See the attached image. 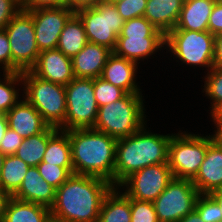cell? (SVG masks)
Listing matches in <instances>:
<instances>
[{
  "instance_id": "obj_1",
  "label": "cell",
  "mask_w": 222,
  "mask_h": 222,
  "mask_svg": "<svg viewBox=\"0 0 222 222\" xmlns=\"http://www.w3.org/2000/svg\"><path fill=\"white\" fill-rule=\"evenodd\" d=\"M113 187L102 178L72 174L56 189L52 222H98L103 200Z\"/></svg>"
},
{
  "instance_id": "obj_2",
  "label": "cell",
  "mask_w": 222,
  "mask_h": 222,
  "mask_svg": "<svg viewBox=\"0 0 222 222\" xmlns=\"http://www.w3.org/2000/svg\"><path fill=\"white\" fill-rule=\"evenodd\" d=\"M66 132L74 174L102 178L114 186L117 139L92 128Z\"/></svg>"
},
{
  "instance_id": "obj_3",
  "label": "cell",
  "mask_w": 222,
  "mask_h": 222,
  "mask_svg": "<svg viewBox=\"0 0 222 222\" xmlns=\"http://www.w3.org/2000/svg\"><path fill=\"white\" fill-rule=\"evenodd\" d=\"M145 127L128 137L117 139L114 187H119L127 177L144 167L168 163L172 135L149 133Z\"/></svg>"
},
{
  "instance_id": "obj_4",
  "label": "cell",
  "mask_w": 222,
  "mask_h": 222,
  "mask_svg": "<svg viewBox=\"0 0 222 222\" xmlns=\"http://www.w3.org/2000/svg\"><path fill=\"white\" fill-rule=\"evenodd\" d=\"M141 93H126L121 99L98 108L92 129L116 139L128 137L145 124V108Z\"/></svg>"
},
{
  "instance_id": "obj_5",
  "label": "cell",
  "mask_w": 222,
  "mask_h": 222,
  "mask_svg": "<svg viewBox=\"0 0 222 222\" xmlns=\"http://www.w3.org/2000/svg\"><path fill=\"white\" fill-rule=\"evenodd\" d=\"M24 98L41 114L52 127L59 128L66 117L65 85L46 81L30 70L22 72Z\"/></svg>"
},
{
  "instance_id": "obj_6",
  "label": "cell",
  "mask_w": 222,
  "mask_h": 222,
  "mask_svg": "<svg viewBox=\"0 0 222 222\" xmlns=\"http://www.w3.org/2000/svg\"><path fill=\"white\" fill-rule=\"evenodd\" d=\"M164 46L165 35L143 16L124 22L113 53L140 63L138 60L150 57Z\"/></svg>"
},
{
  "instance_id": "obj_7",
  "label": "cell",
  "mask_w": 222,
  "mask_h": 222,
  "mask_svg": "<svg viewBox=\"0 0 222 222\" xmlns=\"http://www.w3.org/2000/svg\"><path fill=\"white\" fill-rule=\"evenodd\" d=\"M65 93L66 117L58 129L93 128L99 108L94 96V79L75 77L65 85Z\"/></svg>"
},
{
  "instance_id": "obj_8",
  "label": "cell",
  "mask_w": 222,
  "mask_h": 222,
  "mask_svg": "<svg viewBox=\"0 0 222 222\" xmlns=\"http://www.w3.org/2000/svg\"><path fill=\"white\" fill-rule=\"evenodd\" d=\"M165 45L186 65L214 67L215 35L209 31L171 30L165 35Z\"/></svg>"
},
{
  "instance_id": "obj_9",
  "label": "cell",
  "mask_w": 222,
  "mask_h": 222,
  "mask_svg": "<svg viewBox=\"0 0 222 222\" xmlns=\"http://www.w3.org/2000/svg\"><path fill=\"white\" fill-rule=\"evenodd\" d=\"M208 148V135L172 134L168 148V166L174 178L193 180Z\"/></svg>"
},
{
  "instance_id": "obj_10",
  "label": "cell",
  "mask_w": 222,
  "mask_h": 222,
  "mask_svg": "<svg viewBox=\"0 0 222 222\" xmlns=\"http://www.w3.org/2000/svg\"><path fill=\"white\" fill-rule=\"evenodd\" d=\"M75 13L84 25L88 42L103 45L112 51L115 49L125 21L114 4L102 1Z\"/></svg>"
},
{
  "instance_id": "obj_11",
  "label": "cell",
  "mask_w": 222,
  "mask_h": 222,
  "mask_svg": "<svg viewBox=\"0 0 222 222\" xmlns=\"http://www.w3.org/2000/svg\"><path fill=\"white\" fill-rule=\"evenodd\" d=\"M12 53V72L30 70L37 62L40 50L32 15L20 10L5 27Z\"/></svg>"
},
{
  "instance_id": "obj_12",
  "label": "cell",
  "mask_w": 222,
  "mask_h": 222,
  "mask_svg": "<svg viewBox=\"0 0 222 222\" xmlns=\"http://www.w3.org/2000/svg\"><path fill=\"white\" fill-rule=\"evenodd\" d=\"M199 192L192 180L173 178L153 201L159 222H179L195 209Z\"/></svg>"
},
{
  "instance_id": "obj_13",
  "label": "cell",
  "mask_w": 222,
  "mask_h": 222,
  "mask_svg": "<svg viewBox=\"0 0 222 222\" xmlns=\"http://www.w3.org/2000/svg\"><path fill=\"white\" fill-rule=\"evenodd\" d=\"M168 163L149 165L127 177L119 187L133 199L153 202L173 179Z\"/></svg>"
},
{
  "instance_id": "obj_14",
  "label": "cell",
  "mask_w": 222,
  "mask_h": 222,
  "mask_svg": "<svg viewBox=\"0 0 222 222\" xmlns=\"http://www.w3.org/2000/svg\"><path fill=\"white\" fill-rule=\"evenodd\" d=\"M28 12L32 15L36 44L40 52L57 49L60 34L75 12L67 6L41 8Z\"/></svg>"
},
{
  "instance_id": "obj_15",
  "label": "cell",
  "mask_w": 222,
  "mask_h": 222,
  "mask_svg": "<svg viewBox=\"0 0 222 222\" xmlns=\"http://www.w3.org/2000/svg\"><path fill=\"white\" fill-rule=\"evenodd\" d=\"M192 183L199 194H209L222 188V142L215 134L208 136L204 160Z\"/></svg>"
},
{
  "instance_id": "obj_16",
  "label": "cell",
  "mask_w": 222,
  "mask_h": 222,
  "mask_svg": "<svg viewBox=\"0 0 222 222\" xmlns=\"http://www.w3.org/2000/svg\"><path fill=\"white\" fill-rule=\"evenodd\" d=\"M30 71L41 79L61 85H67L75 78L72 59L58 49L40 52Z\"/></svg>"
},
{
  "instance_id": "obj_17",
  "label": "cell",
  "mask_w": 222,
  "mask_h": 222,
  "mask_svg": "<svg viewBox=\"0 0 222 222\" xmlns=\"http://www.w3.org/2000/svg\"><path fill=\"white\" fill-rule=\"evenodd\" d=\"M6 116L8 127L24 139L42 133L49 126L26 99L18 101Z\"/></svg>"
},
{
  "instance_id": "obj_18",
  "label": "cell",
  "mask_w": 222,
  "mask_h": 222,
  "mask_svg": "<svg viewBox=\"0 0 222 222\" xmlns=\"http://www.w3.org/2000/svg\"><path fill=\"white\" fill-rule=\"evenodd\" d=\"M13 198L43 205L49 209L56 197V188L47 183L40 175L36 166H30L23 182Z\"/></svg>"
},
{
  "instance_id": "obj_19",
  "label": "cell",
  "mask_w": 222,
  "mask_h": 222,
  "mask_svg": "<svg viewBox=\"0 0 222 222\" xmlns=\"http://www.w3.org/2000/svg\"><path fill=\"white\" fill-rule=\"evenodd\" d=\"M113 53L108 47L88 42L72 58L74 76L95 79L102 74L108 57Z\"/></svg>"
},
{
  "instance_id": "obj_20",
  "label": "cell",
  "mask_w": 222,
  "mask_h": 222,
  "mask_svg": "<svg viewBox=\"0 0 222 222\" xmlns=\"http://www.w3.org/2000/svg\"><path fill=\"white\" fill-rule=\"evenodd\" d=\"M137 64L134 61L119 57L112 53L103 67L101 78L114 86L123 89L126 93H140L136 83Z\"/></svg>"
},
{
  "instance_id": "obj_21",
  "label": "cell",
  "mask_w": 222,
  "mask_h": 222,
  "mask_svg": "<svg viewBox=\"0 0 222 222\" xmlns=\"http://www.w3.org/2000/svg\"><path fill=\"white\" fill-rule=\"evenodd\" d=\"M184 0H147L144 17L164 35L178 22Z\"/></svg>"
},
{
  "instance_id": "obj_22",
  "label": "cell",
  "mask_w": 222,
  "mask_h": 222,
  "mask_svg": "<svg viewBox=\"0 0 222 222\" xmlns=\"http://www.w3.org/2000/svg\"><path fill=\"white\" fill-rule=\"evenodd\" d=\"M216 0H184L173 30L208 31V21Z\"/></svg>"
},
{
  "instance_id": "obj_23",
  "label": "cell",
  "mask_w": 222,
  "mask_h": 222,
  "mask_svg": "<svg viewBox=\"0 0 222 222\" xmlns=\"http://www.w3.org/2000/svg\"><path fill=\"white\" fill-rule=\"evenodd\" d=\"M3 222H52V219L48 207L11 197L6 206Z\"/></svg>"
},
{
  "instance_id": "obj_24",
  "label": "cell",
  "mask_w": 222,
  "mask_h": 222,
  "mask_svg": "<svg viewBox=\"0 0 222 222\" xmlns=\"http://www.w3.org/2000/svg\"><path fill=\"white\" fill-rule=\"evenodd\" d=\"M117 189L113 187L105 196L98 222H131V198Z\"/></svg>"
},
{
  "instance_id": "obj_25",
  "label": "cell",
  "mask_w": 222,
  "mask_h": 222,
  "mask_svg": "<svg viewBox=\"0 0 222 222\" xmlns=\"http://www.w3.org/2000/svg\"><path fill=\"white\" fill-rule=\"evenodd\" d=\"M87 43L84 25L80 17L74 13L60 34L57 49L72 59Z\"/></svg>"
},
{
  "instance_id": "obj_26",
  "label": "cell",
  "mask_w": 222,
  "mask_h": 222,
  "mask_svg": "<svg viewBox=\"0 0 222 222\" xmlns=\"http://www.w3.org/2000/svg\"><path fill=\"white\" fill-rule=\"evenodd\" d=\"M58 130V128L48 126L42 133L24 139L15 155L29 166L39 165L46 151L48 140Z\"/></svg>"
},
{
  "instance_id": "obj_27",
  "label": "cell",
  "mask_w": 222,
  "mask_h": 222,
  "mask_svg": "<svg viewBox=\"0 0 222 222\" xmlns=\"http://www.w3.org/2000/svg\"><path fill=\"white\" fill-rule=\"evenodd\" d=\"M42 162L67 168L74 174L71 161V145L66 131L58 130L49 140Z\"/></svg>"
},
{
  "instance_id": "obj_28",
  "label": "cell",
  "mask_w": 222,
  "mask_h": 222,
  "mask_svg": "<svg viewBox=\"0 0 222 222\" xmlns=\"http://www.w3.org/2000/svg\"><path fill=\"white\" fill-rule=\"evenodd\" d=\"M29 167L16 155L6 156L0 173V187L12 197L20 188Z\"/></svg>"
},
{
  "instance_id": "obj_29",
  "label": "cell",
  "mask_w": 222,
  "mask_h": 222,
  "mask_svg": "<svg viewBox=\"0 0 222 222\" xmlns=\"http://www.w3.org/2000/svg\"><path fill=\"white\" fill-rule=\"evenodd\" d=\"M0 79V114H6L19 100L15 84L22 81V72H4ZM2 80V81H1Z\"/></svg>"
},
{
  "instance_id": "obj_30",
  "label": "cell",
  "mask_w": 222,
  "mask_h": 222,
  "mask_svg": "<svg viewBox=\"0 0 222 222\" xmlns=\"http://www.w3.org/2000/svg\"><path fill=\"white\" fill-rule=\"evenodd\" d=\"M126 92L113 84L103 80L101 77L94 79V96L99 107L121 99Z\"/></svg>"
},
{
  "instance_id": "obj_31",
  "label": "cell",
  "mask_w": 222,
  "mask_h": 222,
  "mask_svg": "<svg viewBox=\"0 0 222 222\" xmlns=\"http://www.w3.org/2000/svg\"><path fill=\"white\" fill-rule=\"evenodd\" d=\"M203 91L205 95L211 98V110L220 102H222V68L213 67L207 71Z\"/></svg>"
},
{
  "instance_id": "obj_32",
  "label": "cell",
  "mask_w": 222,
  "mask_h": 222,
  "mask_svg": "<svg viewBox=\"0 0 222 222\" xmlns=\"http://www.w3.org/2000/svg\"><path fill=\"white\" fill-rule=\"evenodd\" d=\"M195 210L204 222H218L222 220V213L218 203L209 194H199L195 203Z\"/></svg>"
},
{
  "instance_id": "obj_33",
  "label": "cell",
  "mask_w": 222,
  "mask_h": 222,
  "mask_svg": "<svg viewBox=\"0 0 222 222\" xmlns=\"http://www.w3.org/2000/svg\"><path fill=\"white\" fill-rule=\"evenodd\" d=\"M36 167L41 177L56 189L72 175L67 168L49 164L48 162H41Z\"/></svg>"
},
{
  "instance_id": "obj_34",
  "label": "cell",
  "mask_w": 222,
  "mask_h": 222,
  "mask_svg": "<svg viewBox=\"0 0 222 222\" xmlns=\"http://www.w3.org/2000/svg\"><path fill=\"white\" fill-rule=\"evenodd\" d=\"M131 222H159L153 202L131 198Z\"/></svg>"
},
{
  "instance_id": "obj_35",
  "label": "cell",
  "mask_w": 222,
  "mask_h": 222,
  "mask_svg": "<svg viewBox=\"0 0 222 222\" xmlns=\"http://www.w3.org/2000/svg\"><path fill=\"white\" fill-rule=\"evenodd\" d=\"M114 5L121 17L126 21L144 16L147 0H121L114 3Z\"/></svg>"
},
{
  "instance_id": "obj_36",
  "label": "cell",
  "mask_w": 222,
  "mask_h": 222,
  "mask_svg": "<svg viewBox=\"0 0 222 222\" xmlns=\"http://www.w3.org/2000/svg\"><path fill=\"white\" fill-rule=\"evenodd\" d=\"M20 10L21 3L18 0H0V30H4Z\"/></svg>"
},
{
  "instance_id": "obj_37",
  "label": "cell",
  "mask_w": 222,
  "mask_h": 222,
  "mask_svg": "<svg viewBox=\"0 0 222 222\" xmlns=\"http://www.w3.org/2000/svg\"><path fill=\"white\" fill-rule=\"evenodd\" d=\"M23 140L24 138H22L16 131H13L8 127L0 142V151L5 156L15 155Z\"/></svg>"
},
{
  "instance_id": "obj_38",
  "label": "cell",
  "mask_w": 222,
  "mask_h": 222,
  "mask_svg": "<svg viewBox=\"0 0 222 222\" xmlns=\"http://www.w3.org/2000/svg\"><path fill=\"white\" fill-rule=\"evenodd\" d=\"M3 72H12V53L5 29L0 30V66Z\"/></svg>"
},
{
  "instance_id": "obj_39",
  "label": "cell",
  "mask_w": 222,
  "mask_h": 222,
  "mask_svg": "<svg viewBox=\"0 0 222 222\" xmlns=\"http://www.w3.org/2000/svg\"><path fill=\"white\" fill-rule=\"evenodd\" d=\"M66 0H23L21 10L32 11L41 8L65 7Z\"/></svg>"
},
{
  "instance_id": "obj_40",
  "label": "cell",
  "mask_w": 222,
  "mask_h": 222,
  "mask_svg": "<svg viewBox=\"0 0 222 222\" xmlns=\"http://www.w3.org/2000/svg\"><path fill=\"white\" fill-rule=\"evenodd\" d=\"M208 31L213 35L222 33V3L216 1L208 21Z\"/></svg>"
},
{
  "instance_id": "obj_41",
  "label": "cell",
  "mask_w": 222,
  "mask_h": 222,
  "mask_svg": "<svg viewBox=\"0 0 222 222\" xmlns=\"http://www.w3.org/2000/svg\"><path fill=\"white\" fill-rule=\"evenodd\" d=\"M102 1L103 0H66V6L76 12L83 8L94 7Z\"/></svg>"
},
{
  "instance_id": "obj_42",
  "label": "cell",
  "mask_w": 222,
  "mask_h": 222,
  "mask_svg": "<svg viewBox=\"0 0 222 222\" xmlns=\"http://www.w3.org/2000/svg\"><path fill=\"white\" fill-rule=\"evenodd\" d=\"M214 66L222 68V33L215 36Z\"/></svg>"
},
{
  "instance_id": "obj_43",
  "label": "cell",
  "mask_w": 222,
  "mask_h": 222,
  "mask_svg": "<svg viewBox=\"0 0 222 222\" xmlns=\"http://www.w3.org/2000/svg\"><path fill=\"white\" fill-rule=\"evenodd\" d=\"M213 122L218 130L222 126V102L218 103L212 110H210Z\"/></svg>"
},
{
  "instance_id": "obj_44",
  "label": "cell",
  "mask_w": 222,
  "mask_h": 222,
  "mask_svg": "<svg viewBox=\"0 0 222 222\" xmlns=\"http://www.w3.org/2000/svg\"><path fill=\"white\" fill-rule=\"evenodd\" d=\"M11 196L0 187V222L4 221L5 210Z\"/></svg>"
},
{
  "instance_id": "obj_45",
  "label": "cell",
  "mask_w": 222,
  "mask_h": 222,
  "mask_svg": "<svg viewBox=\"0 0 222 222\" xmlns=\"http://www.w3.org/2000/svg\"><path fill=\"white\" fill-rule=\"evenodd\" d=\"M179 222H204L199 213L194 209L191 213L187 214Z\"/></svg>"
},
{
  "instance_id": "obj_46",
  "label": "cell",
  "mask_w": 222,
  "mask_h": 222,
  "mask_svg": "<svg viewBox=\"0 0 222 222\" xmlns=\"http://www.w3.org/2000/svg\"><path fill=\"white\" fill-rule=\"evenodd\" d=\"M8 129V120L6 114H0V142Z\"/></svg>"
},
{
  "instance_id": "obj_47",
  "label": "cell",
  "mask_w": 222,
  "mask_h": 222,
  "mask_svg": "<svg viewBox=\"0 0 222 222\" xmlns=\"http://www.w3.org/2000/svg\"><path fill=\"white\" fill-rule=\"evenodd\" d=\"M209 195L218 203L222 213V188L209 193Z\"/></svg>"
},
{
  "instance_id": "obj_48",
  "label": "cell",
  "mask_w": 222,
  "mask_h": 222,
  "mask_svg": "<svg viewBox=\"0 0 222 222\" xmlns=\"http://www.w3.org/2000/svg\"><path fill=\"white\" fill-rule=\"evenodd\" d=\"M215 137L220 141L222 142V126L218 129V130H215Z\"/></svg>"
},
{
  "instance_id": "obj_49",
  "label": "cell",
  "mask_w": 222,
  "mask_h": 222,
  "mask_svg": "<svg viewBox=\"0 0 222 222\" xmlns=\"http://www.w3.org/2000/svg\"><path fill=\"white\" fill-rule=\"evenodd\" d=\"M5 157L6 156L0 151V173H1V169L3 167V162H4Z\"/></svg>"
},
{
  "instance_id": "obj_50",
  "label": "cell",
  "mask_w": 222,
  "mask_h": 222,
  "mask_svg": "<svg viewBox=\"0 0 222 222\" xmlns=\"http://www.w3.org/2000/svg\"><path fill=\"white\" fill-rule=\"evenodd\" d=\"M103 1L114 4L121 0H103Z\"/></svg>"
}]
</instances>
